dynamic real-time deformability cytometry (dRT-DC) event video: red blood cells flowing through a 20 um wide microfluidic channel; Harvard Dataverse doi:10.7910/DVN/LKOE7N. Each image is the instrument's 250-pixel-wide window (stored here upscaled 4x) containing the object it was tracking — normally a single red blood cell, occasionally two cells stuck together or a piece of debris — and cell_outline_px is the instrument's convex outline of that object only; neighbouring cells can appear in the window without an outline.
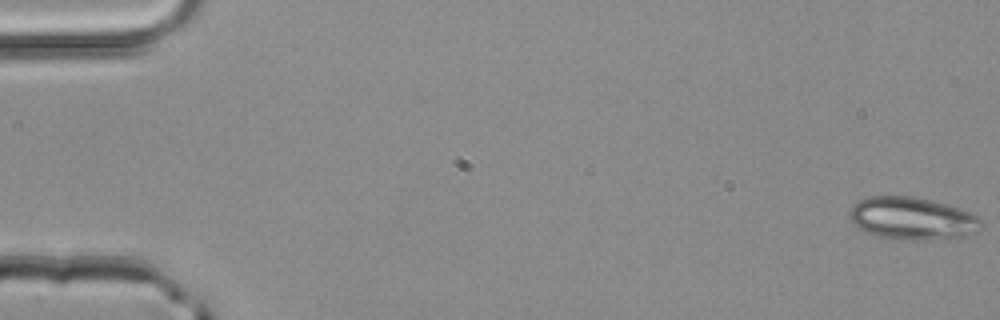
{"species": "common noctule bat (a hibernating species)", "species_latin": "Nyctalus noctula", "temperature_condition": "room temperature", "stored_images_in_passage": 6, "camera_frame_rate_fps": 3000, "um_per_image_px": 0.085, "animal": {"sex": "male", "body_mass_g": 20.4}, "frame": {"image": 1, "passage_image": 6, "time_ms": 1.667, "image_size_px": [1000, 320], "cell_outline_px": [[984, 224], [968, 236], [924, 240], [904, 240], [876, 236], [864, 232], [852, 224], [848, 216], [848, 212], [852, 204], [868, 196], [916, 196], [960, 208], [972, 212], [984, 220]], "centroid_in_image_um": [77.52, 18.57], "position_along_channel_um": 7.5, "area_um2": 33.23}}